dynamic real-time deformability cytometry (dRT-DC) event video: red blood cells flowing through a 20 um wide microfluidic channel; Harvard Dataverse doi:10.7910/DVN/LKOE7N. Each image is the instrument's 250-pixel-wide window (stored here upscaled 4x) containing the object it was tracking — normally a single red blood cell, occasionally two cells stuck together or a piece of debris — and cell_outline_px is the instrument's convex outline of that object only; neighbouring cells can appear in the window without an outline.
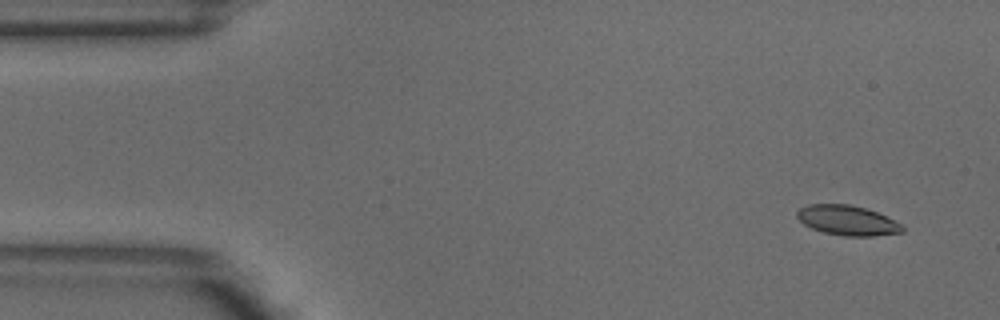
{"species": "common noctule bat (a hibernating species)", "species_latin": "Nyctalus noctula", "temperature_condition": "warm", "stored_images_in_passage": 4, "camera_frame_rate_fps": 3000, "um_per_image_px": 0.085, "animal": {"sex": "male", "body_mass_g": 18.8}, "frame": {"image": 1, "passage_image": 1, "time_ms": 0.0, "image_size_px": [1000, 320], "cell_outline_px": [[904, 232], [872, 236], [844, 236], [824, 232], [812, 228], [804, 224], [796, 216], [796, 212], [800, 208], [808, 204], [848, 204], [864, 208], [876, 212], [900, 224], [904, 228]], "centroid_in_image_um": [72.0, 18.73], "position_along_channel_um": 13.0, "area_um2": 18.09}}